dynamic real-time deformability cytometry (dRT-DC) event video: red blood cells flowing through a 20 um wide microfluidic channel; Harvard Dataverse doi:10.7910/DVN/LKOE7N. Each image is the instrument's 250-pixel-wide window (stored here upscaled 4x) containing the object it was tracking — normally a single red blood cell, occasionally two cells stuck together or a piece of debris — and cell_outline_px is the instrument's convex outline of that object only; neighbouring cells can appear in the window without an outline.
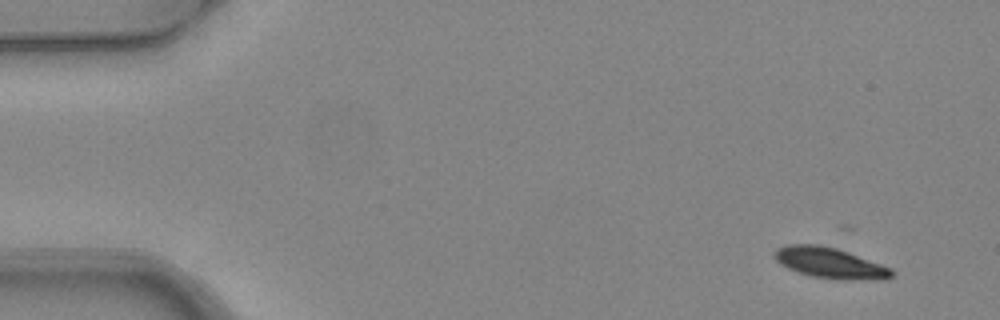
{"species": "common noctule bat (a hibernating species)", "species_latin": "Nyctalus noctula", "temperature_condition": "warm", "stored_images_in_passage": 6, "camera_frame_rate_fps": 3000, "um_per_image_px": 0.085, "animal": {"sex": "female", "body_mass_g": 24.6, "forearm_length_mm": 56.2}, "frame": {"image": 1, "passage_image": 1, "time_ms": 0.0, "image_size_px": [1000, 320], "cell_outline_px": [[896, 272], [892, 276], [884, 280], [836, 280], [812, 276], [788, 268], [780, 264], [776, 260], [772, 252], [776, 248], [788, 244], [820, 244], [836, 248], [848, 252], [892, 268]], "centroid_in_image_um": [70.56, 22.36], "position_along_channel_um": 14.4, "area_um2": 21.27}}
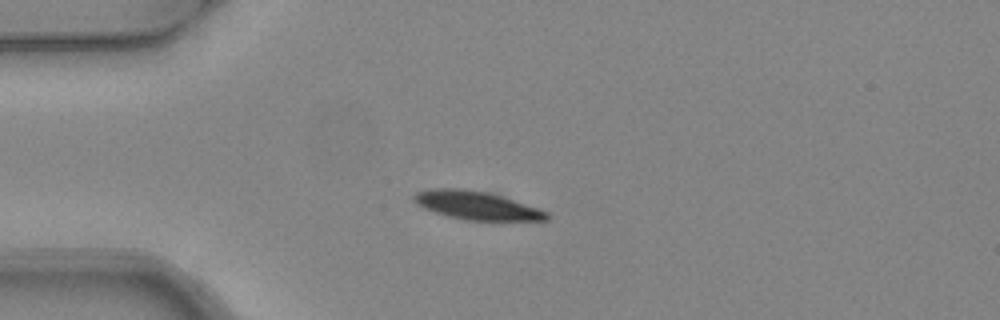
{"frame": {"image": 2, "passage_image": 4, "time_ms": 1.0, "image_size_px": [1000, 320], "cell_outline_px": [[548, 220], [464, 220], [448, 216], [424, 208], [416, 204], [412, 200], [412, 196], [416, 192], [428, 188], [464, 188], [492, 192], [504, 196], [548, 212]], "centroid_in_image_um": [40.46, 17.43], "position_along_channel_um": 44.5, "area_um2": 22.14}}
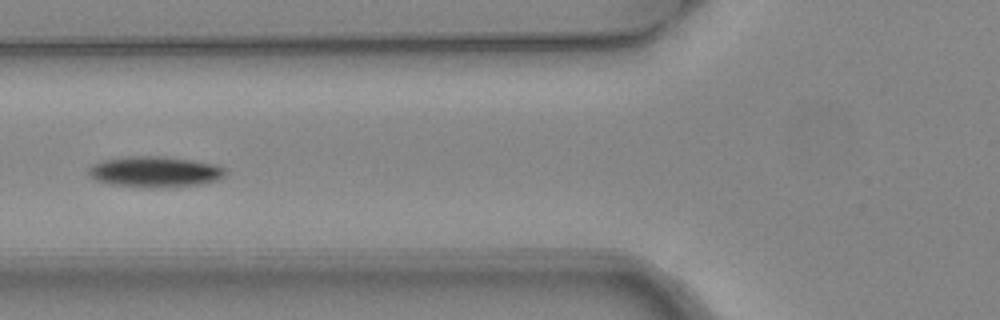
{"frame": {"image": 3, "passage_image": 6, "time_ms": 1.667, "image_size_px": [1000, 320], "cell_outline_px": [[228, 172], [220, 180], [200, 184], [156, 188], [152, 188], [108, 184], [96, 180], [88, 176], [88, 168], [92, 164], [104, 160], [132, 156], [164, 156], [192, 160], [216, 164], [224, 168]], "centroid_in_image_um": [13.18, 14.6], "position_along_channel_um": 112.6, "area_um2": 24.8}}